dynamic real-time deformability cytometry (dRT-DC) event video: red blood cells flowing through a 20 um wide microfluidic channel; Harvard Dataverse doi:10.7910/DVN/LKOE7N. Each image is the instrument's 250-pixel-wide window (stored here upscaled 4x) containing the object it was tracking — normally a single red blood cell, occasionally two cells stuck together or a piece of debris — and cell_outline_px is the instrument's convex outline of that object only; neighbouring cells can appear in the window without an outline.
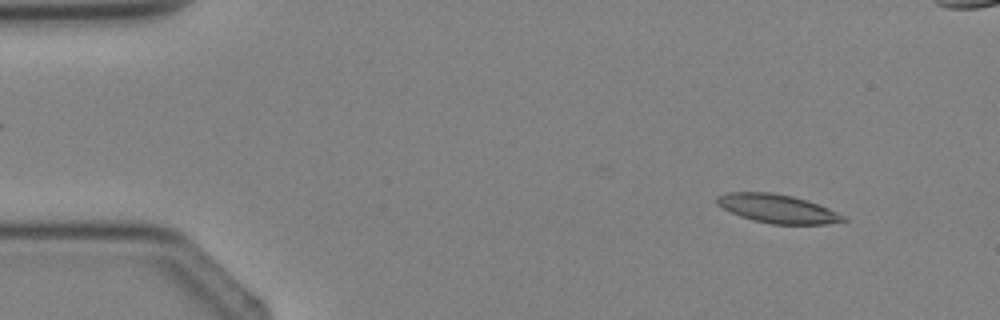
{"species": "Egyptian fruit bat (a non-hibernating species)", "species_latin": "Rousettus aegyptiacus", "temperature_condition": "cold", "stored_images_in_passage": 4, "camera_frame_rate_fps": 3000, "um_per_image_px": 0.085, "animal": {"sex": "female"}, "frame": {"image": 1, "passage_image": 2, "time_ms": 1.0, "image_size_px": [1000, 320], "cell_outline_px": [[848, 220], [828, 224], [772, 224], [752, 220], [740, 216], [716, 204], [716, 196], [728, 192], [772, 192], [792, 196], [828, 208], [844, 216]], "centroid_in_image_um": [66.05, 17.74], "position_along_channel_um": 18.9, "area_um2": 20.87}}